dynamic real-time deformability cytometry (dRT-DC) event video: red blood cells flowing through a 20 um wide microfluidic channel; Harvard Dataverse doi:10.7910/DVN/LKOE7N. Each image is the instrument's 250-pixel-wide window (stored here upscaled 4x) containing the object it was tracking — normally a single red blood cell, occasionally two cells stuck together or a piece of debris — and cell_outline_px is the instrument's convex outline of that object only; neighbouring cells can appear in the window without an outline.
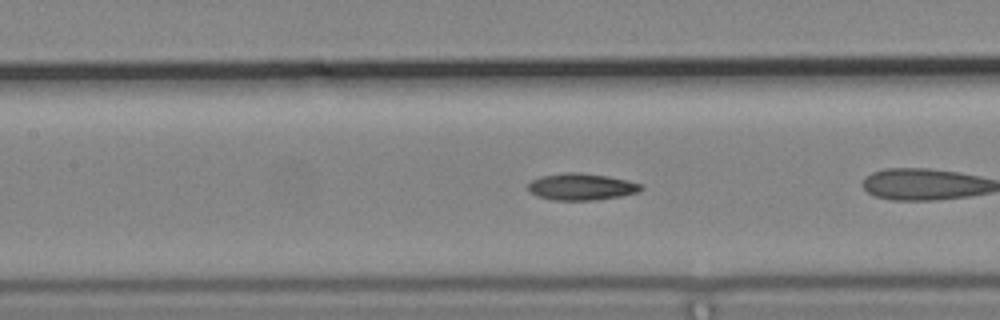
{"species": "common noctule bat (a hibernating species)", "species_latin": "Nyctalus noctula", "temperature_condition": "cold", "stored_images_in_passage": 26, "camera_frame_rate_fps": 3000, "um_per_image_px": 0.085, "animal": {"sex": "male", "body_mass_g": 19.2, "forearm_length_mm": 51.8}, "frame": {"image": 1, "passage_image": 8, "time_ms": 2.333, "image_size_px": [1000, 320], "cell_outline_px": [[644, 188], [640, 192], [620, 196], [592, 200], [552, 200], [536, 196], [528, 188], [528, 184], [532, 180], [540, 176], [564, 172], [580, 172], [608, 176], [628, 180], [640, 184]], "centroid_in_image_um": [49.42, 15.86], "position_along_channel_um": 158.0, "area_um2": 17.69}}